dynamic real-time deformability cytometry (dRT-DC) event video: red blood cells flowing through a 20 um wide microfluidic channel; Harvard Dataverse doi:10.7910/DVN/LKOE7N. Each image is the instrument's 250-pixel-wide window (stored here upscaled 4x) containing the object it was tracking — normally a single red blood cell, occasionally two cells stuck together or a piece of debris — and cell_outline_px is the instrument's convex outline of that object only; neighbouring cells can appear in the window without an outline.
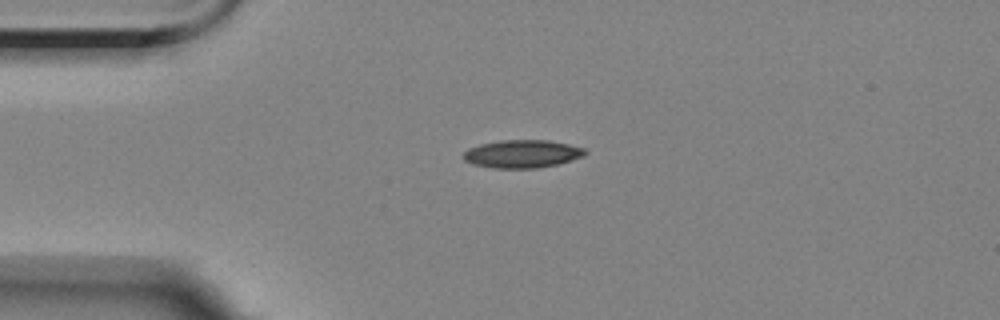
{"species": "Egyptian fruit bat (a non-hibernating species)", "species_latin": "Rousettus aegyptiacus", "temperature_condition": "room temperature", "stored_images_in_passage": 4, "camera_frame_rate_fps": 3000, "um_per_image_px": 0.085, "animal": {"sex": "female"}, "frame": {"image": 1, "passage_image": 1, "time_ms": 0.0, "image_size_px": [1000, 320], "cell_outline_px": [[588, 152], [584, 156], [556, 164], [536, 168], [492, 168], [472, 164], [464, 160], [460, 156], [468, 148], [480, 144], [500, 140], [548, 140], [568, 144], [584, 148]], "centroid_in_image_um": [44.34, 13.07], "position_along_channel_um": 40.7, "area_um2": 19.88}}